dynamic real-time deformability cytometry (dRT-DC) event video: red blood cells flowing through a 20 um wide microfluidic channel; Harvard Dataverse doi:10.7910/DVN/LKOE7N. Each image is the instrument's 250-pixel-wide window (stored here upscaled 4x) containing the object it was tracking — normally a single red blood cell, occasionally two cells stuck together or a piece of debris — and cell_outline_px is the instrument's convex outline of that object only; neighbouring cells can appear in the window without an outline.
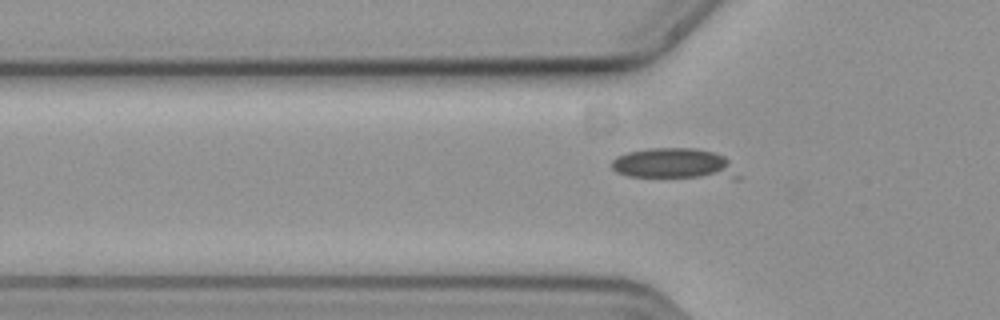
{"species": "common noctule bat (a hibernating species)", "species_latin": "Nyctalus noctula", "temperature_condition": "cold", "stored_images_in_passage": 31, "camera_frame_rate_fps": 3000, "um_per_image_px": 0.085, "animal": {"sex": "female", "body_mass_g": 19.3, "forearm_length_mm": 54.1}, "frame": {"image": 1, "passage_image": 3, "time_ms": 0.667, "image_size_px": [1000, 320], "cell_outline_px": [[740, 176], [736, 180], [628, 176], [616, 172], [612, 168], [612, 160], [616, 156], [628, 152], [648, 148], [692, 148], [712, 152], [724, 156], [728, 160]], "centroid_in_image_um": [57.36, 13.95], "position_along_channel_um": 68.4, "area_um2": 23.24}}
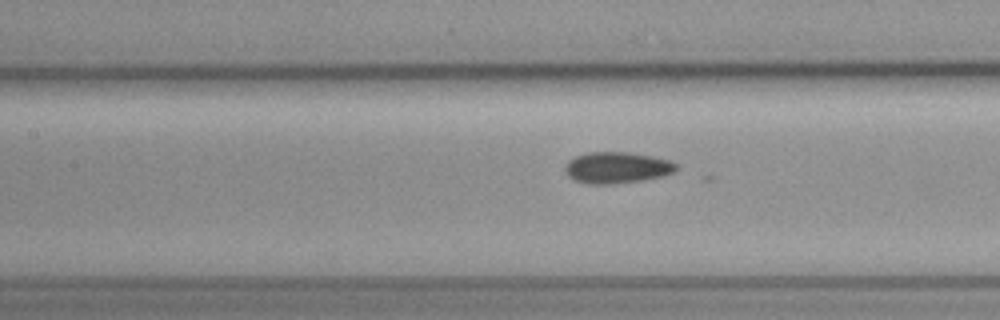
{"frame": {"image": 2, "passage_image": 10, "time_ms": 3.0, "image_size_px": [1000, 320], "cell_outline_px": [[680, 168], [676, 172], [664, 176], [644, 180], [612, 184], [588, 184], [576, 180], [568, 176], [564, 168], [564, 164], [568, 160], [576, 156], [588, 152], [632, 152], [672, 160]], "centroid_in_image_um": [52.49, 14.24], "position_along_channel_um": 154.9, "area_um2": 20.69}}
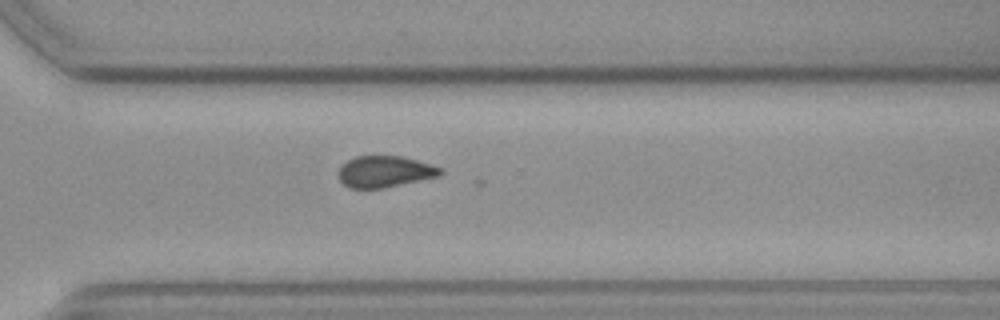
{"frame": {"image": 3, "passage_image": 25, "time_ms": 8.0, "image_size_px": [1000, 320], "cell_outline_px": [[444, 172], [440, 176], [384, 188], [348, 188], [340, 180], [340, 168], [348, 160], [356, 156], [404, 156], [432, 164], [440, 168]], "centroid_in_image_um": [32.76, 14.58], "position_along_channel_um": 337.8, "area_um2": 18.61}}